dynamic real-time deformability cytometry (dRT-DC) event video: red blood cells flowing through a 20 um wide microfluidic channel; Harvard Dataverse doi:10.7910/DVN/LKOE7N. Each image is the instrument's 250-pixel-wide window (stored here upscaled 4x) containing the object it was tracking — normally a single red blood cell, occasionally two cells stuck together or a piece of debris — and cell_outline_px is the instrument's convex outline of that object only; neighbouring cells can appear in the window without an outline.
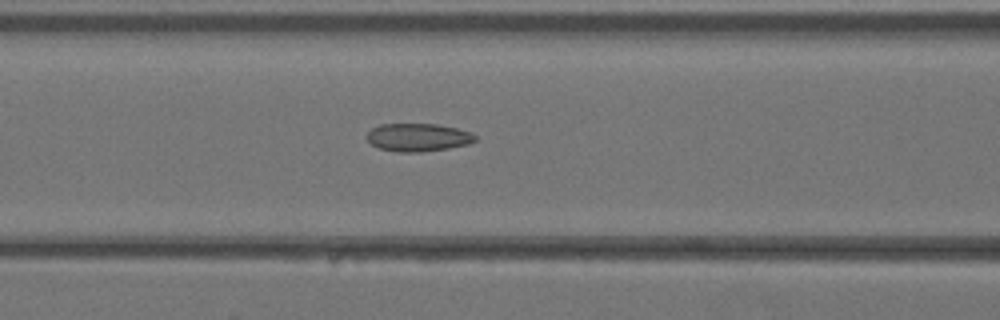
{"species": "Egyptian fruit bat (a non-hibernating species)", "species_latin": "Rousettus aegyptiacus", "temperature_condition": "warm", "stored_images_in_passage": 31, "camera_frame_rate_fps": 3000, "um_per_image_px": 0.085, "animal": {"sex": "female"}, "frame": {"image": 1, "passage_image": 10, "time_ms": 3.0, "image_size_px": [1000, 320], "cell_outline_px": [[476, 140], [468, 144], [448, 148], [420, 152], [396, 152], [380, 148], [372, 144], [368, 140], [368, 132], [372, 128], [380, 124], [436, 124], [456, 128], [472, 132], [476, 136]], "centroid_in_image_um": [35.55, 11.67], "position_along_channel_um": 131.1, "area_um2": 17.57}}
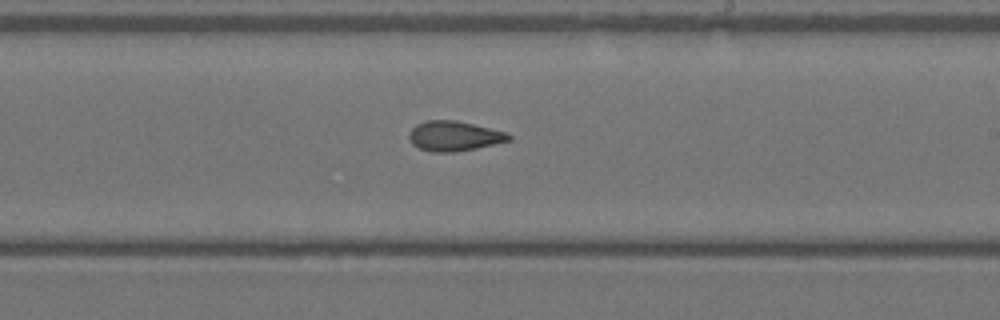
{"frame": {"image": 2, "passage_image": 17, "time_ms": 5.333, "image_size_px": [1000, 320], "cell_outline_px": [[512, 140], [476, 148], [456, 152], [432, 152], [420, 148], [412, 144], [408, 136], [408, 132], [416, 124], [424, 120], [456, 120], [508, 132], [512, 136]], "centroid_in_image_um": [38.6, 11.55], "position_along_channel_um": 250.4, "area_um2": 17.57}}
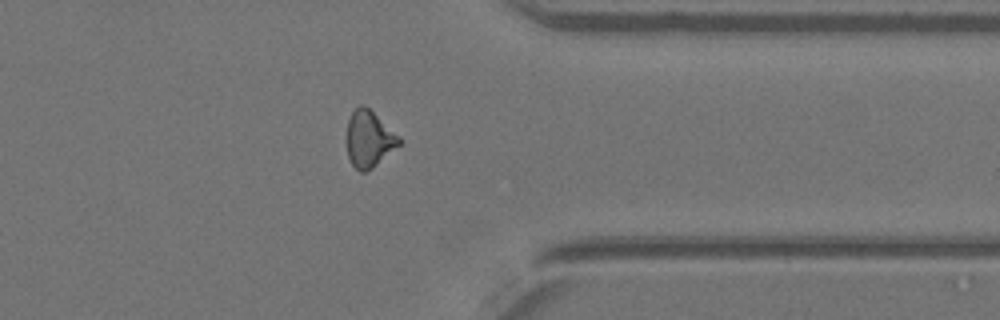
{"frame": {"image": 3, "passage_image": 25, "time_ms": 8.0, "image_size_px": [1000, 320], "cell_outline_px": [[404, 140], [400, 144], [368, 172], [360, 172], [352, 164], [348, 156], [348, 120], [352, 112], [360, 104], [364, 104], [400, 136]], "centroid_in_image_um": [31.4, 11.82], "position_along_channel_um": 380.0, "area_um2": 17.11}}